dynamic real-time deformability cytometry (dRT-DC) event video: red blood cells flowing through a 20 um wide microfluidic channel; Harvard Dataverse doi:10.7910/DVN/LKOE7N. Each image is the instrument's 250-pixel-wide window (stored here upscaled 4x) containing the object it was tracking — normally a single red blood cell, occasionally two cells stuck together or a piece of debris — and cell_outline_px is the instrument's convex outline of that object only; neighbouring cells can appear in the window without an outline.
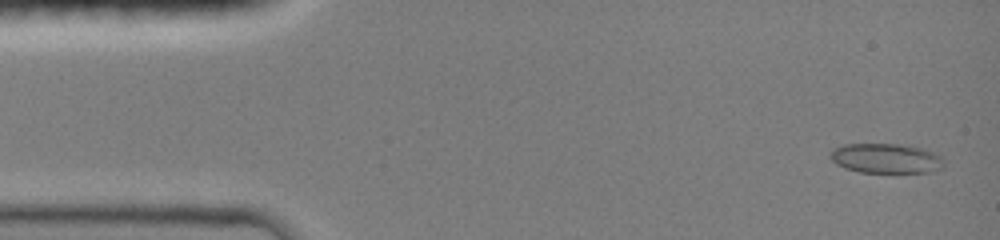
{"species": "common noctule bat (a hibernating species)", "species_latin": "Nyctalus noctula", "temperature_condition": "room temperature", "stored_images_in_passage": 24, "camera_frame_rate_fps": 3000, "um_per_image_px": 0.085, "animal": {"sex": "female", "body_mass_g": 19.0, "forearm_length_mm": 51.5}, "frame": {"image": 1, "passage_image": 2, "time_ms": 0.333, "image_size_px": [1000, 240], "cell_outline_px": [[940, 168], [928, 172], [860, 172], [836, 164], [832, 160], [832, 152], [836, 148], [844, 144], [896, 144], [916, 148], [932, 152], [940, 156]], "centroid_in_image_um": [75.25, 13.46], "position_along_channel_um": 9.7, "area_um2": 18.84}}
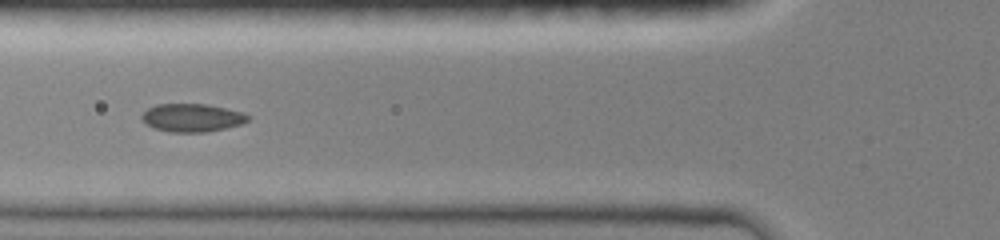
{"frame": {"image": 2, "passage_image": 15, "time_ms": 5.333, "image_size_px": [1000, 240], "cell_outline_px": [[252, 116], [248, 120], [240, 124], [224, 128], [204, 132], [168, 132], [156, 128], [148, 124], [140, 116], [148, 108], [156, 104], [208, 104], [244, 112]], "centroid_in_image_um": [16.36, 9.99], "position_along_channel_um": 109.4, "area_um2": 17.28}}
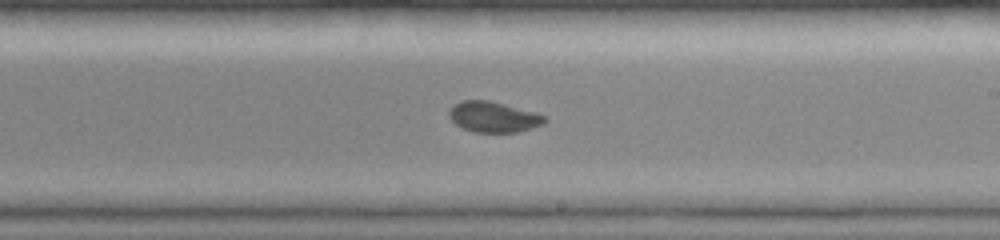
{"frame": {"image": 3, "passage_image": 24, "time_ms": 8.667, "image_size_px": [1000, 240], "cell_outline_px": [[548, 120], [544, 124], [532, 128], [516, 132], [472, 132], [460, 128], [448, 116], [448, 112], [460, 100], [488, 100], [536, 112], [544, 116]], "centroid_in_image_um": [41.94, 9.95], "position_along_channel_um": 247.1, "area_um2": 17.11}}